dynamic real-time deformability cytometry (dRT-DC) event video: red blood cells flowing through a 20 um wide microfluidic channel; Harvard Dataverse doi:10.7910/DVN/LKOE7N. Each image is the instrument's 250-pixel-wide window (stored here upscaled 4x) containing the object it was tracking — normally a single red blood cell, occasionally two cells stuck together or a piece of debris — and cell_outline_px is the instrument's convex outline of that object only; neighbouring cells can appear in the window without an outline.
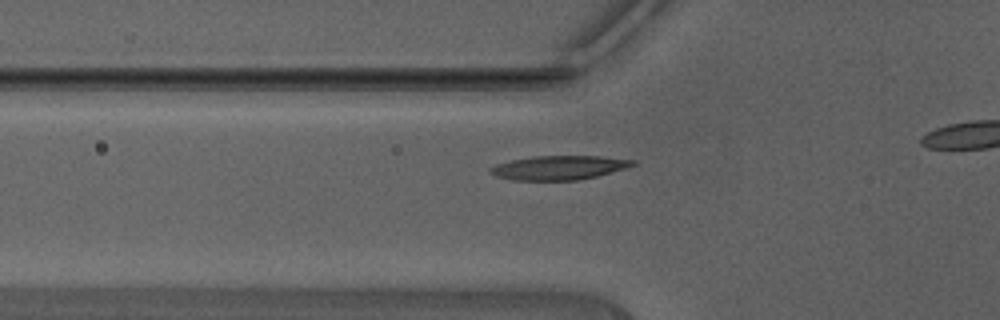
{"species": "Egyptian fruit bat (a non-hibernating species)", "species_latin": "Rousettus aegyptiacus", "temperature_condition": "warm", "stored_images_in_passage": 31, "camera_frame_rate_fps": 3000, "um_per_image_px": 0.085, "animal": {"sex": "male"}, "frame": {"image": 1, "passage_image": 7, "time_ms": 2.0, "image_size_px": [1000, 320], "cell_outline_px": [[636, 164], [624, 168], [596, 176], [576, 180], [512, 180], [496, 176], [488, 172], [488, 168], [496, 164], [512, 160], [532, 156], [600, 156], [636, 160]], "centroid_in_image_um": [47.46, 14.24], "position_along_channel_um": 78.3, "area_um2": 19.88}}
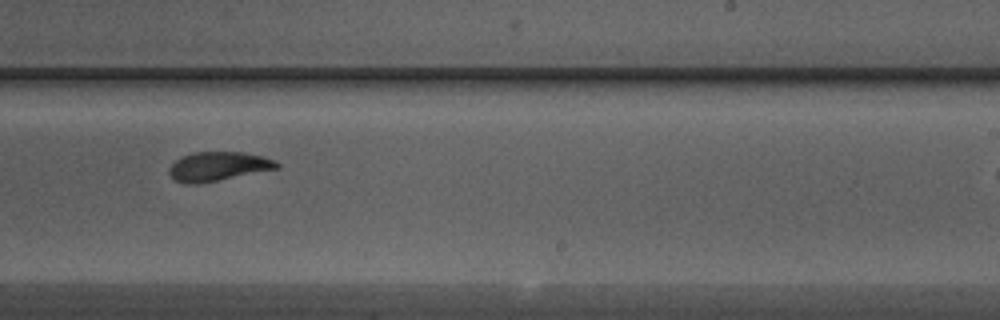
{"frame": {"image": 2, "passage_image": 20, "time_ms": 6.333, "image_size_px": [1000, 320], "cell_outline_px": [[280, 168], [200, 184], [184, 184], [176, 180], [168, 172], [168, 168], [180, 156], [192, 152], [240, 152], [260, 156], [276, 160], [280, 164]], "centroid_in_image_um": [18.53, 14.15], "position_along_channel_um": 270.5, "area_um2": 18.38}}
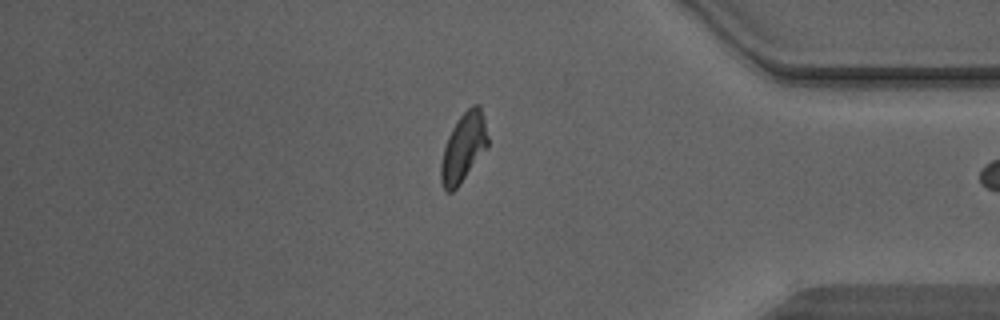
{"frame": {"image": 3, "passage_image": 30, "time_ms": 9.667, "image_size_px": [1000, 320], "cell_outline_px": [[488, 148], [460, 184], [452, 192], [448, 192], [444, 188], [440, 180], [440, 164], [444, 148], [448, 136], [452, 128], [460, 116], [472, 104], [480, 104], [484, 116], [488, 136]], "centroid_in_image_um": [39.41, 12.53], "position_along_channel_um": 395.8, "area_um2": 18.96}}